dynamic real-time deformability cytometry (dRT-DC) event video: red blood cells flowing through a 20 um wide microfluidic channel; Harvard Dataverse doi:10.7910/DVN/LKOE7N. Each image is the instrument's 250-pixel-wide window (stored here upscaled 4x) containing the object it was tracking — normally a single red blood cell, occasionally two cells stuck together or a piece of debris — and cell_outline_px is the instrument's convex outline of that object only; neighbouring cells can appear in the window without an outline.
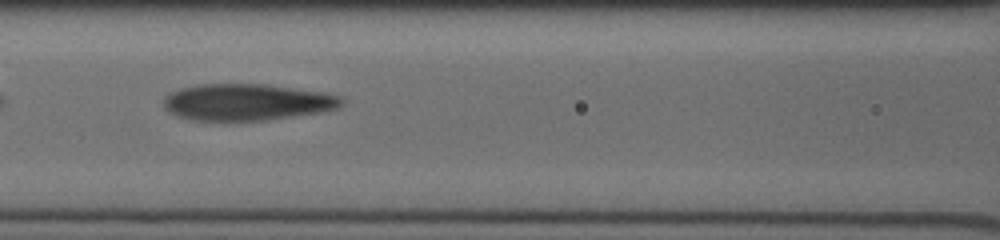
{"species": "human", "species_latin": "Homo sapiens", "temperature_condition": "cold", "stored_images_in_passage": 37, "camera_frame_rate_fps": 3000, "um_per_image_px": 0.085, "donor": {"sex": "male"}, "frame": {"image": 1, "passage_image": 20, "time_ms": 8.0, "image_size_px": [1000, 240], "cell_outline_px": [[344, 100], [336, 108], [324, 112], [268, 120], [192, 120], [176, 116], [168, 112], [164, 108], [164, 100], [172, 92], [184, 88], [200, 84], [264, 84], [328, 92], [344, 96]], "centroid_in_image_um": [21.06, 8.68], "position_along_channel_um": 145.5, "area_um2": 38.09}}
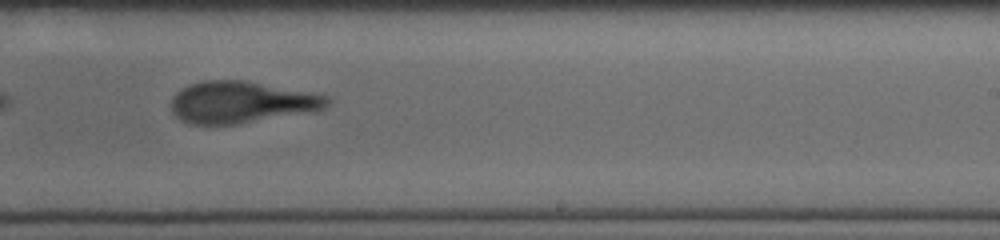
{"frame": {"image": 2, "passage_image": 28, "time_ms": 11.0, "image_size_px": [1000, 240], "cell_outline_px": [[332, 104], [324, 108], [308, 112], [236, 124], [192, 124], [180, 120], [172, 112], [168, 104], [172, 96], [176, 92], [188, 84], [204, 80], [244, 80], [312, 92], [328, 96], [332, 100]], "centroid_in_image_um": [20.48, 8.67], "position_along_channel_um": 268.5, "area_um2": 38.26}}
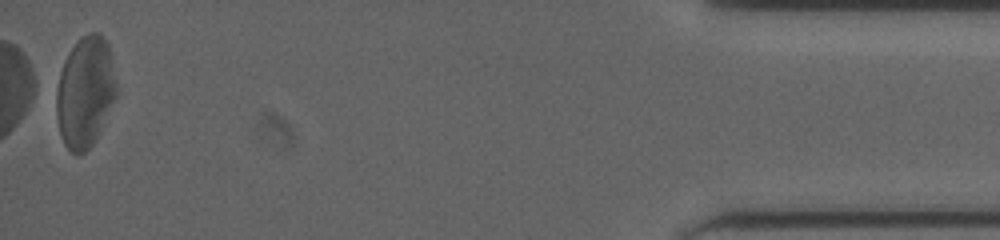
{"frame": {"image": 3, "passage_image": 37, "time_ms": 16.667, "image_size_px": [1000, 240], "cell_outline_px": [[116, 96], [100, 132], [92, 144], [80, 156], [76, 156], [64, 144], [60, 136], [56, 116], [56, 88], [60, 72], [64, 60], [68, 52], [76, 40], [88, 32], [100, 32], [104, 36], [108, 44], [112, 56], [116, 84]], "centroid_in_image_um": [7.23, 7.8], "position_along_channel_um": 428.0, "area_um2": 39.36}}